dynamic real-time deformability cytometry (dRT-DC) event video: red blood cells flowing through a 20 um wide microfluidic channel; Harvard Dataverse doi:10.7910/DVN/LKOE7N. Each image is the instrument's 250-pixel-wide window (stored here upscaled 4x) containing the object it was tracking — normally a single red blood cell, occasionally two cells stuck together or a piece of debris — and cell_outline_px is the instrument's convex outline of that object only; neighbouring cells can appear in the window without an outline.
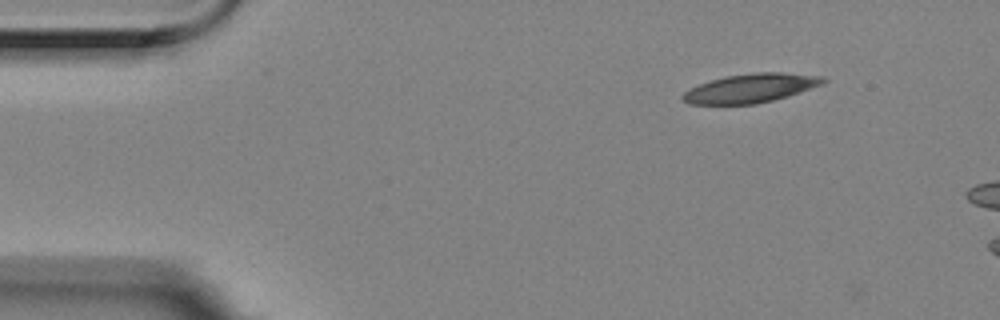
{"species": "Egyptian fruit bat (a non-hibernating species)", "species_latin": "Rousettus aegyptiacus", "temperature_condition": "room temperature", "stored_images_in_passage": 4, "camera_frame_rate_fps": 3000, "um_per_image_px": 0.085, "animal": {"sex": "female"}, "frame": {"image": 1, "passage_image": 2, "time_ms": 0.333, "image_size_px": [1000, 320], "cell_outline_px": [[828, 80], [824, 84], [788, 96], [756, 104], [688, 104], [680, 96], [684, 92], [700, 84], [724, 76], [752, 72], [784, 72], [824, 76]], "centroid_in_image_um": [63.86, 7.48], "position_along_channel_um": 21.1, "area_um2": 23.76}}